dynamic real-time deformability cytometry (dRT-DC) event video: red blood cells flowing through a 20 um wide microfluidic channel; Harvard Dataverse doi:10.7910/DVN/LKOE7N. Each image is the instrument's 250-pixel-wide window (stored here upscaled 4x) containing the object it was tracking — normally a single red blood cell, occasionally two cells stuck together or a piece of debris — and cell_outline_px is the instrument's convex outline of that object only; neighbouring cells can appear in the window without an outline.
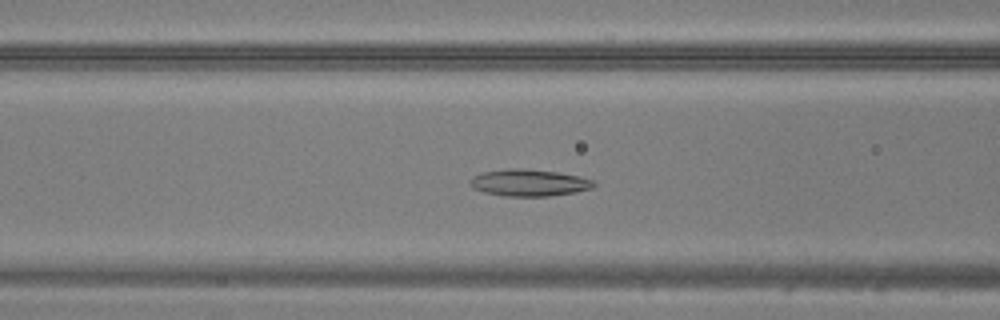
{"species": "common noctule bat (a hibernating species)", "species_latin": "Nyctalus noctula", "temperature_condition": "warm", "stored_images_in_passage": 47, "camera_frame_rate_fps": 3000, "um_per_image_px": 0.085, "animal": {"sex": "male", "body_mass_g": 20.5, "forearm_length_mm": 52.5}, "frame": {"image": 1, "passage_image": 19, "time_ms": 6.0, "image_size_px": [1000, 320], "cell_outline_px": [[596, 184], [592, 188], [576, 192], [548, 196], [504, 196], [484, 192], [472, 188], [468, 184], [468, 180], [472, 176], [484, 172], [508, 168], [520, 168], [556, 172], [580, 176], [596, 180]], "centroid_in_image_um": [44.96, 15.53], "position_along_channel_um": 121.6, "area_um2": 19.54}}
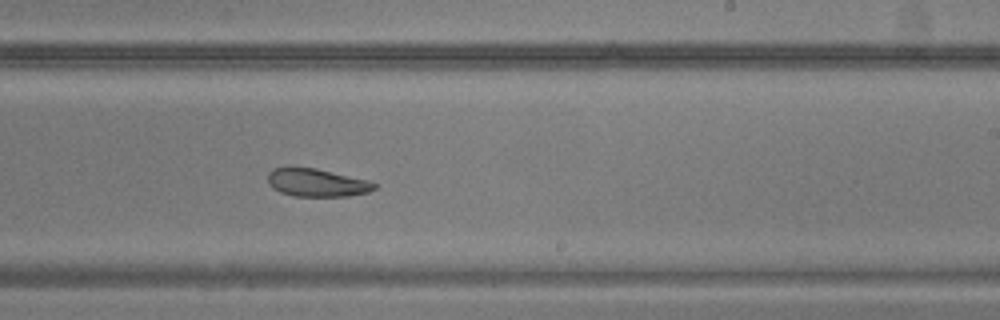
{"frame": {"image": 2, "passage_image": 29, "time_ms": 9.333, "image_size_px": [1000, 320], "cell_outline_px": [[376, 188], [368, 192], [348, 196], [292, 196], [280, 192], [272, 188], [268, 184], [268, 172], [272, 168], [316, 168], [372, 180], [376, 184]], "centroid_in_image_um": [26.96, 15.53], "position_along_channel_um": 262.0, "area_um2": 17.51}}
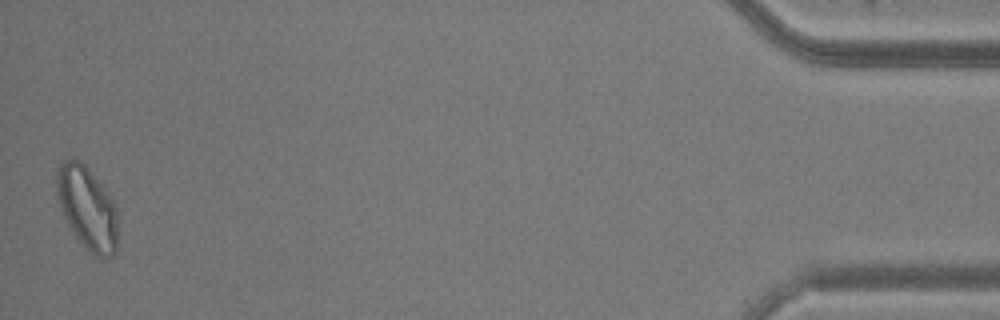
{"frame": {"image": 3, "passage_image": 47, "time_ms": 15.333, "image_size_px": [1000, 320], "cell_outline_px": [[116, 252], [112, 256], [104, 260], [88, 252], [76, 236], [68, 224], [60, 208], [56, 196], [56, 176], [60, 164], [72, 156], [84, 164], [88, 168], [104, 188], [112, 200], [116, 208]], "centroid_in_image_um": [7.39, 17.69], "position_along_channel_um": 427.8, "area_um2": 29.48}}